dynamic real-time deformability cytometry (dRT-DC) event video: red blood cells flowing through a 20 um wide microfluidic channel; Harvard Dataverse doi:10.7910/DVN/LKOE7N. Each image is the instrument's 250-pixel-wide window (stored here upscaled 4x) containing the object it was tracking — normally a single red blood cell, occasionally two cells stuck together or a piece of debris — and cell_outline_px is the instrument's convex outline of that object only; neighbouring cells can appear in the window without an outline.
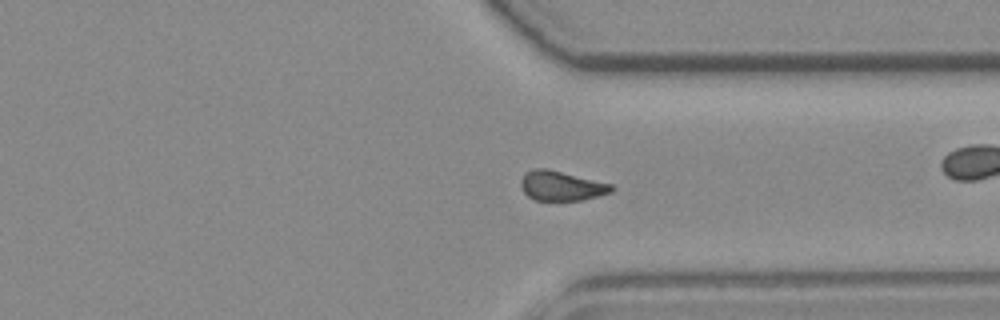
{"species": "common noctule bat (a hibernating species)", "species_latin": "Nyctalus noctula", "temperature_condition": "room temperature", "stored_images_in_passage": 50, "camera_frame_rate_fps": 3000, "um_per_image_px": 0.085, "animal": {"sex": "female", "body_mass_g": 19.3, "forearm_length_mm": 54.1}, "frame": {"image": 1, "passage_image": 36, "time_ms": 11.667, "image_size_px": [1000, 320], "cell_outline_px": [[616, 188], [612, 192], [584, 200], [536, 200], [528, 196], [524, 192], [520, 184], [520, 180], [524, 172], [536, 168], [544, 168], [612, 184]], "centroid_in_image_um": [47.71, 15.8], "position_along_channel_um": 363.7, "area_um2": 15.61}}
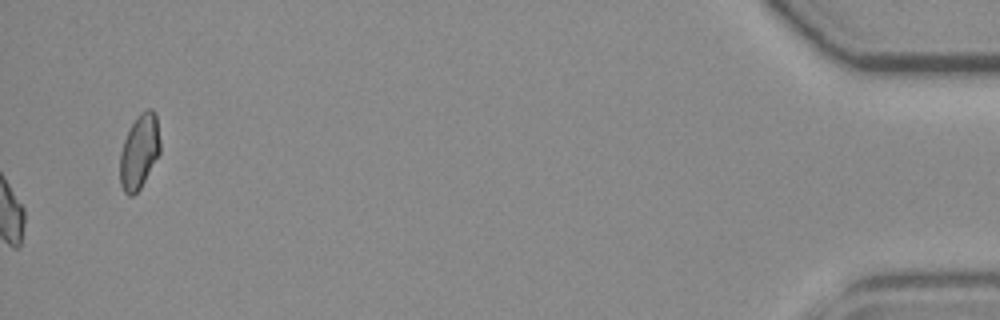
{"frame": {"image": 2, "passage_image": 50, "time_ms": 16.333, "image_size_px": [1000, 320], "cell_outline_px": [[160, 152], [140, 188], [132, 196], [128, 196], [124, 192], [120, 184], [120, 152], [124, 140], [136, 116], [140, 112], [148, 108], [152, 108], [156, 112], [160, 140]], "centroid_in_image_um": [11.84, 12.85], "position_along_channel_um": 423.4, "area_um2": 17.46}, "authors_computed_cell_mechanics": {"area_um2": 16.2707, "velocity_mm_per_s": 3.9729, "shape_relaxation_time_tau1_ms": null, "shape_relaxation_time_tau2_ms": 8.0097, "deformation_change_tau1": null, "deformation_change_tau2": 0.149}}